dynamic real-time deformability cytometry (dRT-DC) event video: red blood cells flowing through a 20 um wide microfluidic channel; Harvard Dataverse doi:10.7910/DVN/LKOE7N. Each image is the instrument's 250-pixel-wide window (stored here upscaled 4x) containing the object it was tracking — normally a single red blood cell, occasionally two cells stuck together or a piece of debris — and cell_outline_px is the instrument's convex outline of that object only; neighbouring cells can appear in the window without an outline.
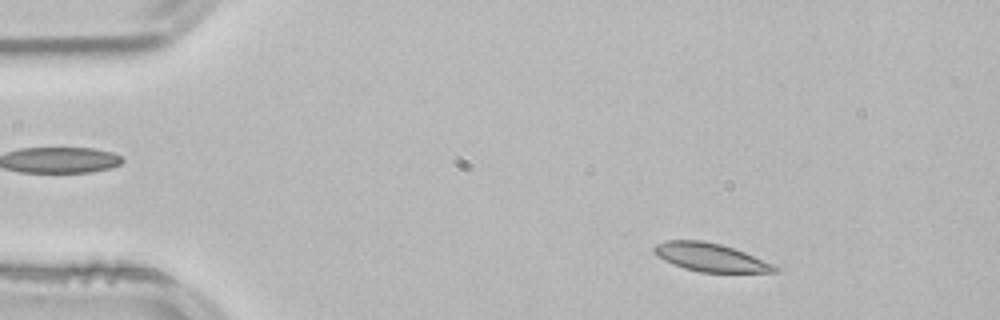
{"species": "common noctule bat (a hibernating species)", "species_latin": "Nyctalus noctula", "temperature_condition": "room temperature", "stored_images_in_passage": 52, "camera_frame_rate_fps": 3000, "um_per_image_px": 0.085, "animal": {"sex": "male", "body_mass_g": 21.5, "forearm_length_mm": 52.0}, "frame": {"image": 1, "passage_image": 6, "time_ms": 1.667, "image_size_px": [1000, 320], "cell_outline_px": [[780, 272], [700, 272], [684, 268], [672, 264], [664, 260], [652, 248], [656, 244], [668, 240], [704, 240], [720, 244], [744, 252], [776, 264], [780, 268]], "centroid_in_image_um": [60.45, 21.88], "position_along_channel_um": 24.5, "area_um2": 19.83}}
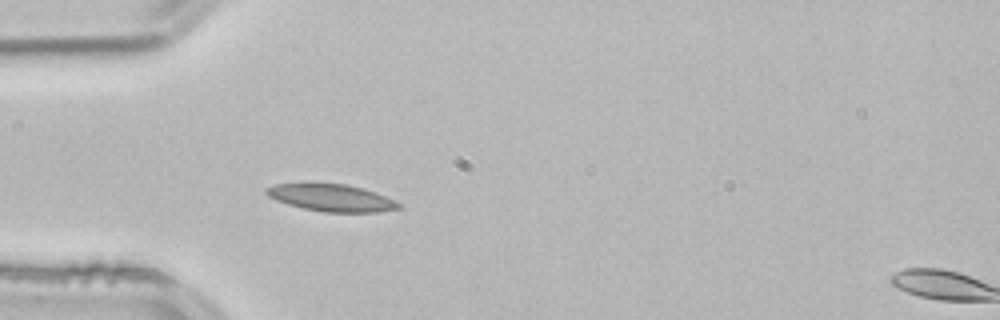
{"frame": {"image": 2, "passage_image": 14, "time_ms": 4.333, "image_size_px": [1000, 320], "cell_outline_px": [[404, 208], [380, 212], [324, 212], [304, 208], [288, 204], [276, 200], [268, 196], [264, 192], [264, 188], [276, 184], [348, 184], [364, 188], [404, 204]], "centroid_in_image_um": [28.23, 16.82], "position_along_channel_um": 56.8, "area_um2": 20.92}}
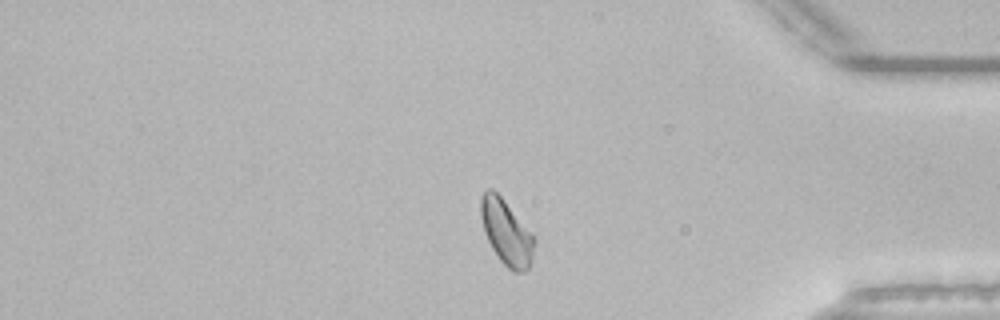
{"frame": {"image": 3, "passage_image": 43, "time_ms": 14.0, "image_size_px": [1000, 320], "cell_outline_px": [[536, 240], [532, 256], [528, 268], [524, 272], [512, 272], [500, 260], [492, 248], [484, 232], [480, 216], [480, 196], [488, 188], [492, 188], [504, 200]], "centroid_in_image_um": [43.01, 19.75], "position_along_channel_um": 392.2, "area_um2": 20.0}, "authors_computed_cell_mechanics": {"area_um2": 19.9121, "velocity_mm_per_s": 3.7917, "shape_relaxation_time_tau1_ms": 10.4477, "shape_relaxation_time_tau2_ms": 4.4305, "deformation_change_tau1": 0.1571, "deformation_change_tau2": 0.0712}}